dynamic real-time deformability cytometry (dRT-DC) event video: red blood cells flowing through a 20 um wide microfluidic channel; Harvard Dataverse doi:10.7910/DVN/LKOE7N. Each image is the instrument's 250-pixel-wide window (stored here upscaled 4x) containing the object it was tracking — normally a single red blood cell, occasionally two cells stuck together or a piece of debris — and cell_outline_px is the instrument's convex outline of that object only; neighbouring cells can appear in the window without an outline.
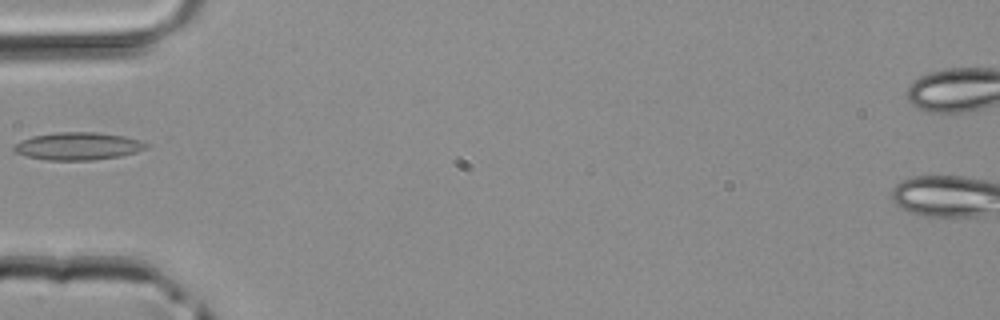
{"species": "common noctule bat (a hibernating species)", "species_latin": "Nyctalus noctula", "temperature_condition": "room temperature", "stored_images_in_passage": 4, "camera_frame_rate_fps": 3000, "um_per_image_px": 0.085, "animal": {"sex": "male", "body_mass_g": 20.4}, "frame": {"image": 1, "passage_image": 4, "time_ms": 1.0, "image_size_px": [1000, 320], "cell_outline_px": [[148, 148], [136, 152], [120, 156], [92, 160], [44, 160], [28, 156], [16, 152], [12, 148], [12, 144], [20, 140], [32, 136], [56, 132], [92, 132], [124, 136], [140, 140], [148, 144]], "centroid_in_image_um": [6.6, 12.42], "position_along_channel_um": 78.4, "area_um2": 21.33}}